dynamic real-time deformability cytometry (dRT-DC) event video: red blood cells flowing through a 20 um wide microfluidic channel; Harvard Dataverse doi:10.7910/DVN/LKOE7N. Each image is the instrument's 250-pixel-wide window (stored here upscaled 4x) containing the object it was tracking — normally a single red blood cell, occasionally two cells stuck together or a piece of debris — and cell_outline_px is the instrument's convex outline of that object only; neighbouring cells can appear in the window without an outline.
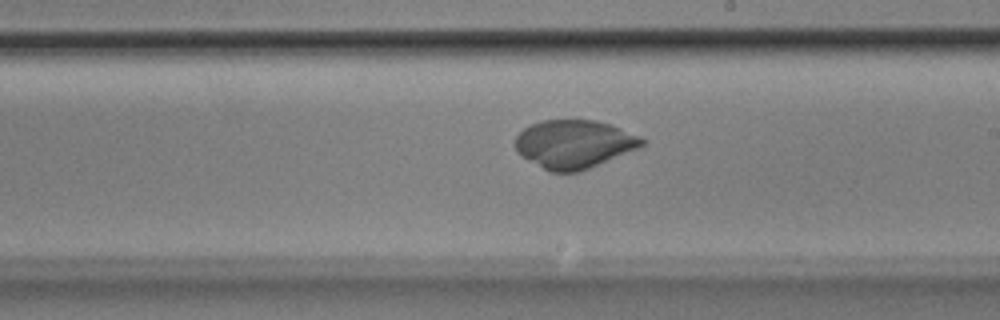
{"species": "Egyptian fruit bat (a non-hibernating species)", "species_latin": "Rousettus aegyptiacus", "temperature_condition": "room temperature", "stored_images_in_passage": 52, "camera_frame_rate_fps": 3000, "um_per_image_px": 0.085, "animal": {"sex": "male"}, "frame": {"image": 1, "passage_image": 30, "time_ms": 9.667, "image_size_px": [1000, 320], "cell_outline_px": [[648, 140], [644, 144], [636, 148], [580, 172], [552, 172], [520, 156], [516, 152], [516, 136], [528, 124], [544, 120], [596, 120], [620, 128], [640, 136]], "centroid_in_image_um": [48.77, 12.24], "position_along_channel_um": 240.2, "area_um2": 35.43}}
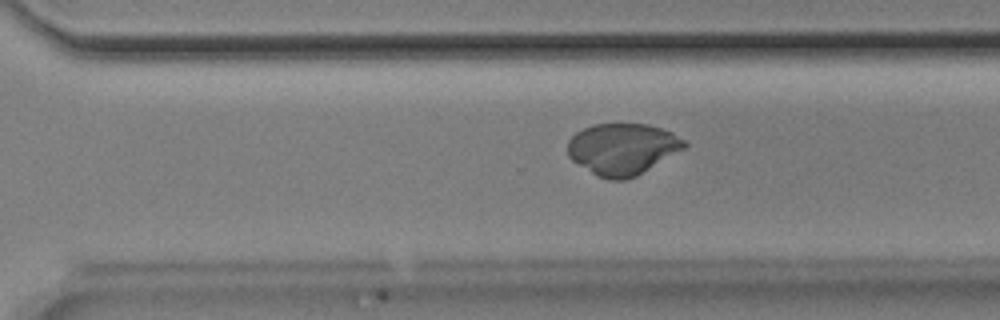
{"frame": {"image": 2, "passage_image": 36, "time_ms": 11.667, "image_size_px": [1000, 320], "cell_outline_px": [[688, 144], [684, 148], [636, 176], [624, 180], [608, 180], [592, 172], [572, 160], [568, 156], [568, 140], [576, 132], [592, 124], [648, 124], [672, 132], [684, 140]], "centroid_in_image_um": [52.9, 12.65], "position_along_channel_um": 317.7, "area_um2": 34.62}}